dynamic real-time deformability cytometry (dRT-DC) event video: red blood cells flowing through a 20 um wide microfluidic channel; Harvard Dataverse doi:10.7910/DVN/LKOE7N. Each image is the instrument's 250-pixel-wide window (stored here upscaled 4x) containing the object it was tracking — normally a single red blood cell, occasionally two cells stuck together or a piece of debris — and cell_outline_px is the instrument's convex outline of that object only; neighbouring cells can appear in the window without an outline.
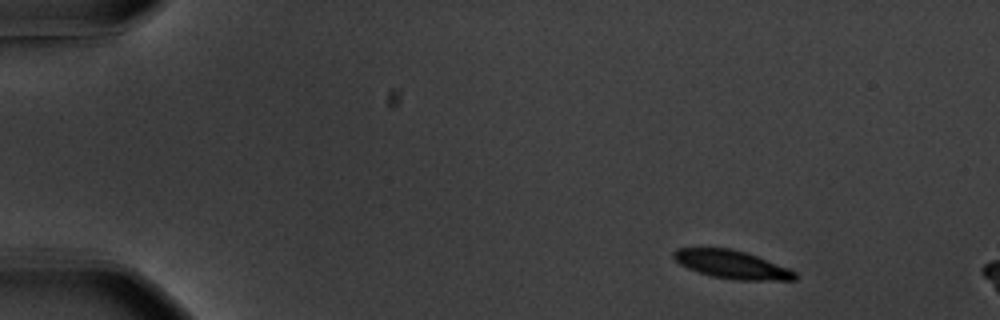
{"species": "common noctule bat (a hibernating species)", "species_latin": "Nyctalus noctula", "temperature_condition": "warm", "stored_images_in_passage": 12, "camera_frame_rate_fps": 3000, "um_per_image_px": 0.085, "animal": {"sex": "male", "body_mass_g": 20.1, "forearm_length_mm": 53.5}, "frame": {"image": 1, "passage_image": 6, "time_ms": 1.667, "image_size_px": [1000, 320], "cell_outline_px": [[796, 280], [736, 280], [712, 276], [696, 272], [680, 264], [672, 256], [672, 252], [676, 248], [732, 248], [756, 256], [788, 268], [796, 272]], "centroid_in_image_um": [62.17, 22.48], "position_along_channel_um": 22.8, "area_um2": 19.83}}